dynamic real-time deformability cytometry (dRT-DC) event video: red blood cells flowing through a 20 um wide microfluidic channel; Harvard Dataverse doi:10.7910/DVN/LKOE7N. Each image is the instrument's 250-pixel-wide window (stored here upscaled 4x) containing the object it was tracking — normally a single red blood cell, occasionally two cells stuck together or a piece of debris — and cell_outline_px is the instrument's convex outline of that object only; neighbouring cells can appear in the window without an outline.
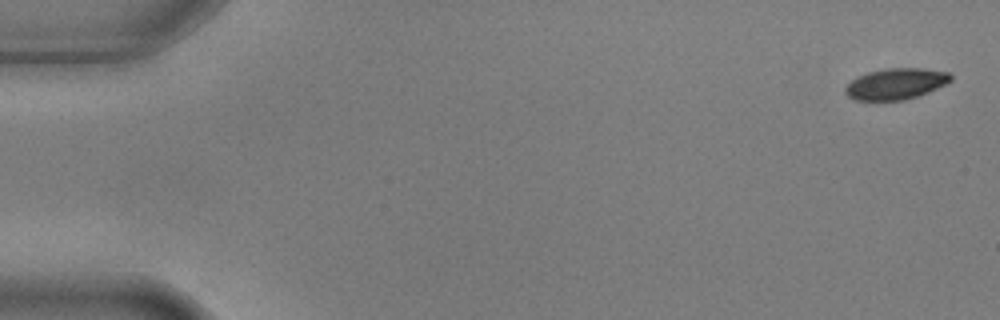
{"species": "common noctule bat (a hibernating species)", "species_latin": "Nyctalus noctula", "temperature_condition": "warm", "stored_images_in_passage": 5, "camera_frame_rate_fps": 3000, "um_per_image_px": 0.085, "animal": {"sex": "male", "body_mass_g": 17.9, "forearm_length_mm": 54.2}, "frame": {"image": 1, "passage_image": 1, "time_ms": 0.0, "image_size_px": [1000, 320], "cell_outline_px": [[952, 80], [928, 92], [904, 100], [856, 100], [848, 96], [844, 92], [844, 88], [856, 76], [868, 72], [888, 68], [920, 68], [948, 72], [952, 76]], "centroid_in_image_um": [76.12, 7.12], "position_along_channel_um": 8.9, "area_um2": 18.96}}
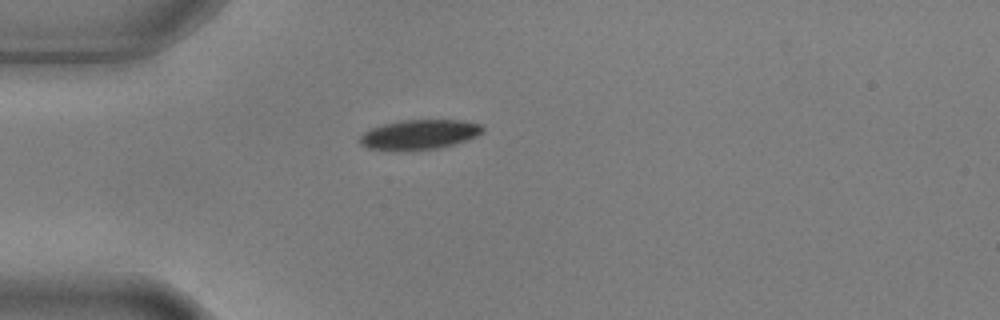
{"frame": {"image": 2, "passage_image": 5, "time_ms": 1.333, "image_size_px": [1000, 320], "cell_outline_px": [[484, 132], [468, 140], [436, 148], [396, 152], [368, 148], [360, 144], [360, 136], [364, 132], [372, 128], [384, 124], [400, 120], [460, 120], [480, 124], [484, 128]], "centroid_in_image_um": [35.62, 11.45], "position_along_channel_um": 49.4, "area_um2": 21.44}}